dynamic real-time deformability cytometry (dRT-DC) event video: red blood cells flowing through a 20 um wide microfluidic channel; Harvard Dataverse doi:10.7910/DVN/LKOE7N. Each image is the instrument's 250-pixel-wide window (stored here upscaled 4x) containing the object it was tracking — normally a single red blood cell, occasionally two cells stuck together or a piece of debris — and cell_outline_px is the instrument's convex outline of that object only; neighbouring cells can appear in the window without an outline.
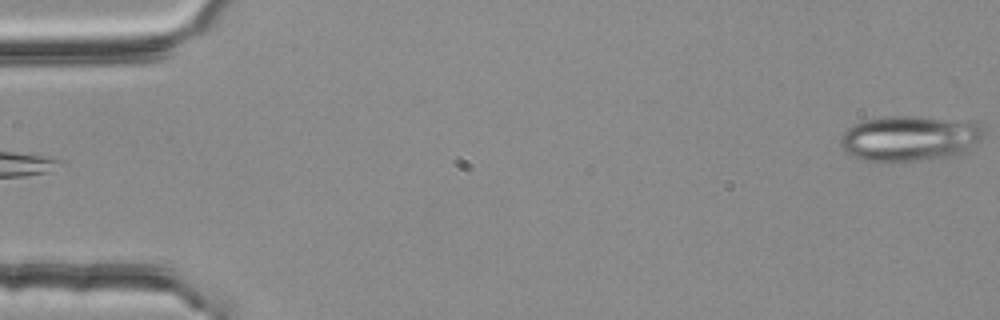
{"species": "common noctule bat (a hibernating species)", "species_latin": "Nyctalus noctula", "temperature_condition": "room temperature", "stored_images_in_passage": 4, "segment_of_instrument_passage": [2, 2], "camera_frame_rate_fps": 3000, "um_per_image_px": 0.085, "animal": {"sex": "female", "body_mass_g": 25.1}, "frame": {"image": 1, "passage_image": 4, "time_ms": 1.0, "image_size_px": [1000, 320], "cell_outline_px": [[984, 136], [964, 156], [904, 164], [880, 164], [848, 156], [840, 144], [840, 136], [848, 128], [864, 120], [888, 116], [920, 116], [980, 124], [984, 128]], "centroid_in_image_um": [77.33, 11.85], "position_along_channel_um": 7.7, "area_um2": 39.65}}